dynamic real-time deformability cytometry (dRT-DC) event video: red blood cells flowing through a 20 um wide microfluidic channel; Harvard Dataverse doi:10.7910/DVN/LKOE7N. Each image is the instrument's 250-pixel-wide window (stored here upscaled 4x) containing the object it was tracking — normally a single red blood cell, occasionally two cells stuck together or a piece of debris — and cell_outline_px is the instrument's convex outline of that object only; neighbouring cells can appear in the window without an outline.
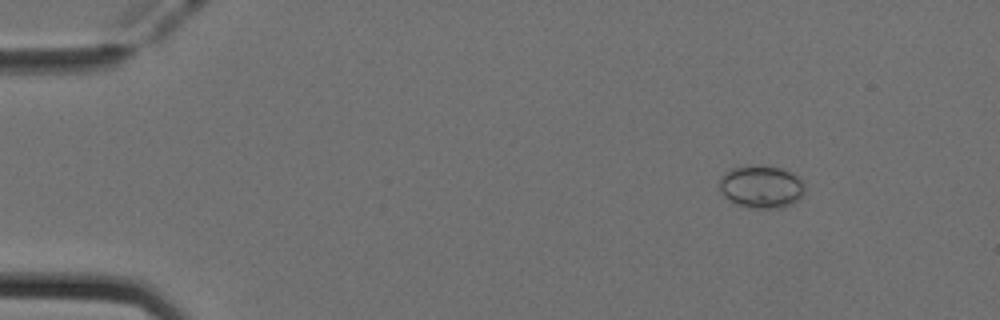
{"species": "Egyptian fruit bat (a non-hibernating species)", "species_latin": "Rousettus aegyptiacus", "temperature_condition": "cold", "stored_images_in_passage": 32, "camera_frame_rate_fps": 3000, "um_per_image_px": 0.085, "animal": {"sex": "female"}, "frame": {"image": 1, "passage_image": 4, "time_ms": 1.0, "image_size_px": [1000, 320], "cell_outline_px": [[804, 192], [796, 200], [780, 208], [748, 208], [736, 204], [728, 200], [720, 192], [720, 176], [732, 168], [780, 168], [796, 176], [804, 184]], "centroid_in_image_um": [64.66, 15.93], "position_along_channel_um": 20.3, "area_um2": 20.4}}
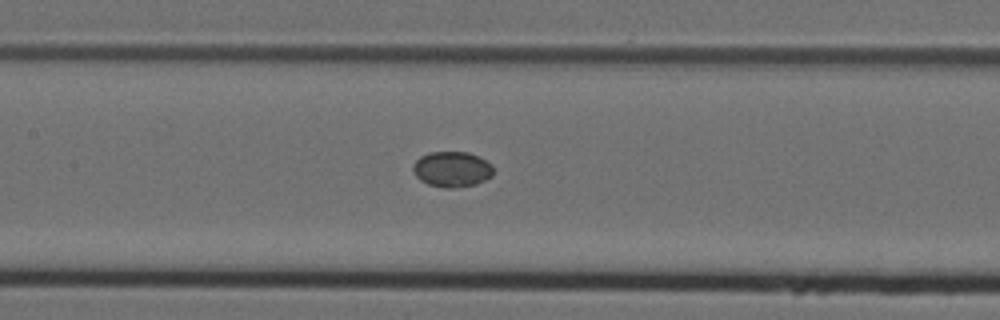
{"frame": {"image": 2, "passage_image": 22, "time_ms": 7.0, "image_size_px": [1000, 320], "cell_outline_px": [[492, 176], [476, 184], [452, 188], [444, 188], [428, 184], [420, 180], [412, 172], [412, 164], [420, 156], [432, 152], [468, 152], [492, 164]], "centroid_in_image_um": [38.38, 14.39], "position_along_channel_um": 169.0, "area_um2": 16.59}}
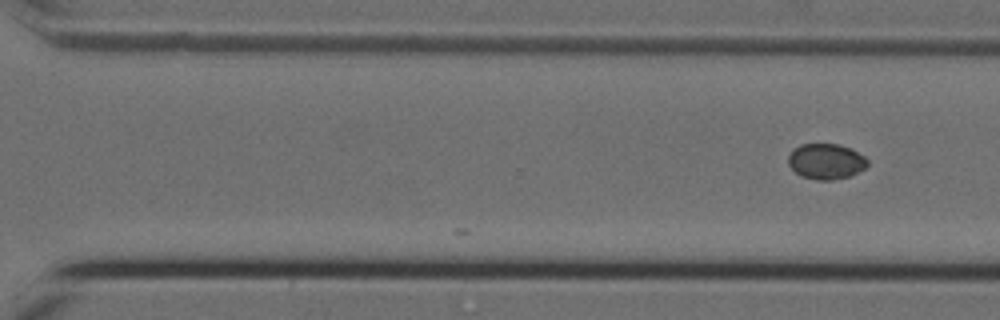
{"frame": {"image": 3, "passage_image": 32, "time_ms": 10.333, "image_size_px": [1000, 320], "cell_outline_px": [[868, 164], [864, 168], [852, 176], [832, 180], [816, 180], [800, 176], [788, 164], [788, 156], [800, 144], [836, 144], [848, 148], [864, 156], [868, 160]], "centroid_in_image_um": [70.21, 13.74], "position_along_channel_um": 300.4, "area_um2": 16.3}}